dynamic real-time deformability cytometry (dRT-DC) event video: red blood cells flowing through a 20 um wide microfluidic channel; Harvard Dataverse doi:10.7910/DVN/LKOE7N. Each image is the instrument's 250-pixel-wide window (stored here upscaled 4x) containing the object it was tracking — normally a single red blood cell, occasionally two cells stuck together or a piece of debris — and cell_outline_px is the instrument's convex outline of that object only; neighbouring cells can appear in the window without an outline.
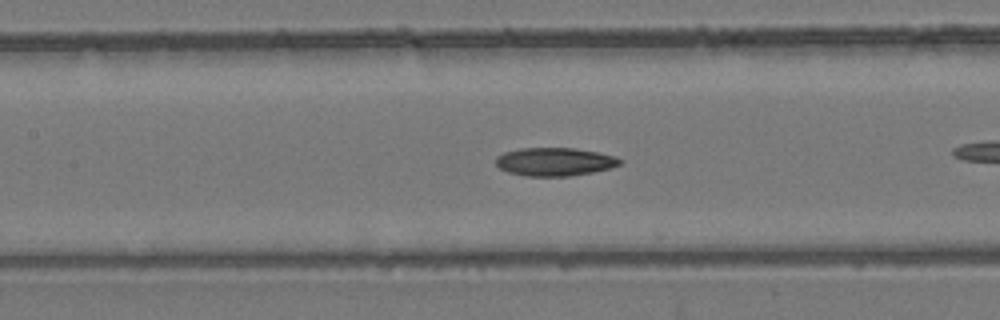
{"species": "common noctule bat (a hibernating species)", "species_latin": "Nyctalus noctula", "temperature_condition": "room temperature", "stored_images_in_passage": 12, "camera_frame_rate_fps": 3000, "um_per_image_px": 0.085, "animal": {"sex": "female", "body_mass_g": 24.6, "forearm_length_mm": 56.2}, "frame": {"image": 1, "passage_image": 6, "time_ms": 1.667, "image_size_px": [1000, 320], "cell_outline_px": [[624, 160], [620, 164], [612, 168], [572, 176], [524, 176], [508, 172], [500, 168], [496, 164], [496, 156], [504, 152], [520, 148], [576, 148], [616, 156]], "centroid_in_image_um": [47.16, 13.75], "position_along_channel_um": 160.2, "area_um2": 20.58}}
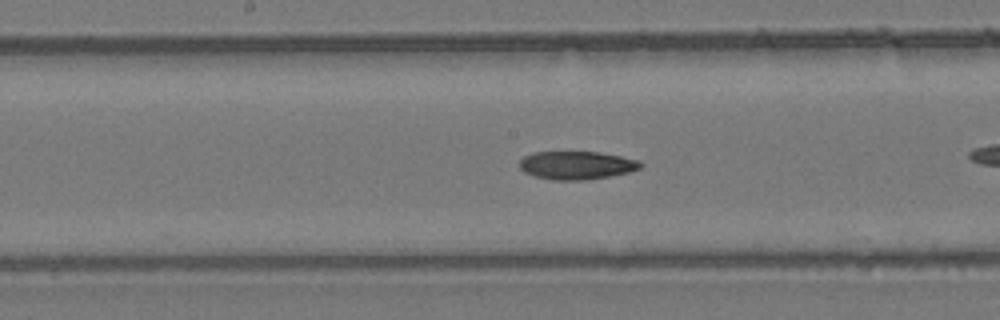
{"frame": {"image": 2, "passage_image": 9, "time_ms": 2.667, "image_size_px": [1000, 320], "cell_outline_px": [[644, 164], [640, 168], [628, 172], [588, 180], [552, 180], [536, 176], [524, 172], [520, 168], [520, 160], [524, 156], [532, 152], [600, 152], [640, 160]], "centroid_in_image_um": [49.02, 14.04], "position_along_channel_um": 199.2, "area_um2": 19.88}}
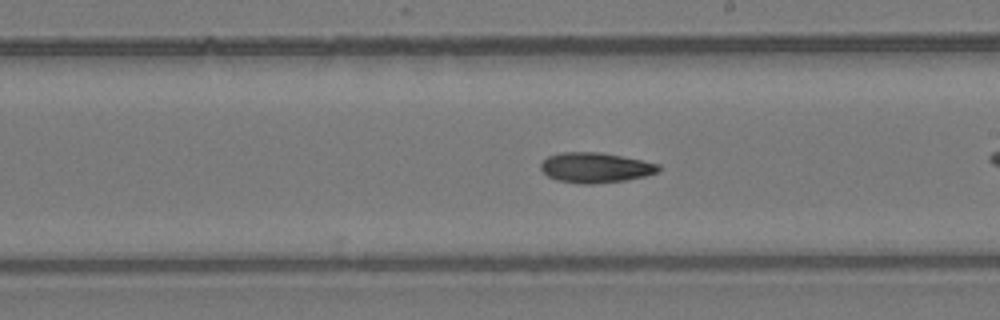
{"frame": {"image": 3, "passage_image": 12, "time_ms": 3.667, "image_size_px": [1000, 320], "cell_outline_px": [[660, 168], [656, 172], [644, 176], [624, 180], [592, 184], [580, 184], [556, 180], [548, 176], [540, 168], [540, 164], [548, 156], [560, 152], [600, 152], [660, 164]], "centroid_in_image_um": [50.57, 14.25], "position_along_channel_um": 238.4, "area_um2": 20.52}}